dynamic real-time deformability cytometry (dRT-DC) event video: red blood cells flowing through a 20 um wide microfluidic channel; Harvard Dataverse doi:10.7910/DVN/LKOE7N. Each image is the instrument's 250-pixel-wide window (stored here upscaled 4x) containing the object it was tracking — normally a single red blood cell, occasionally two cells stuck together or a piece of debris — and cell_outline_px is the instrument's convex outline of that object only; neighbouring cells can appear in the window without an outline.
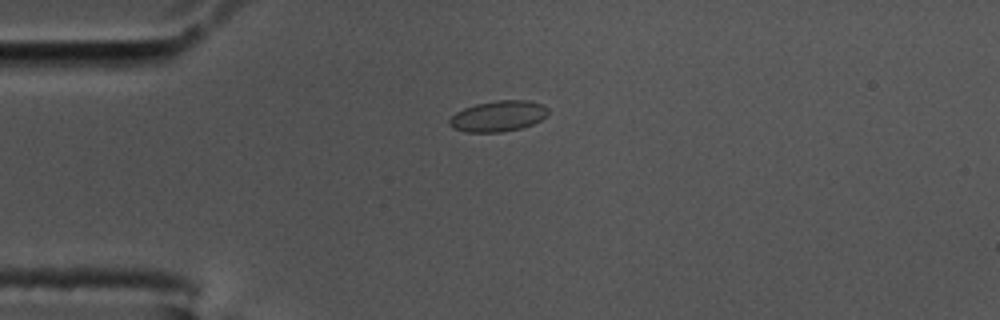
{"species": "common noctule bat (a hibernating species)", "species_latin": "Nyctalus noctula", "temperature_condition": "cold", "stored_images_in_passage": 45, "camera_frame_rate_fps": 3000, "um_per_image_px": 0.085, "animal": {"sex": "male", "body_mass_g": 17.5, "forearm_length_mm": 52.3}, "frame": {"image": 1, "passage_image": 1, "time_ms": 0.0, "image_size_px": [1000, 320], "cell_outline_px": [[548, 112], [540, 120], [532, 124], [520, 128], [500, 132], [464, 132], [452, 128], [448, 124], [448, 120], [456, 112], [464, 108], [476, 104], [496, 100], [528, 100], [544, 104], [548, 108]], "centroid_in_image_um": [42.32, 9.86], "position_along_channel_um": 42.7, "area_um2": 17.74}}
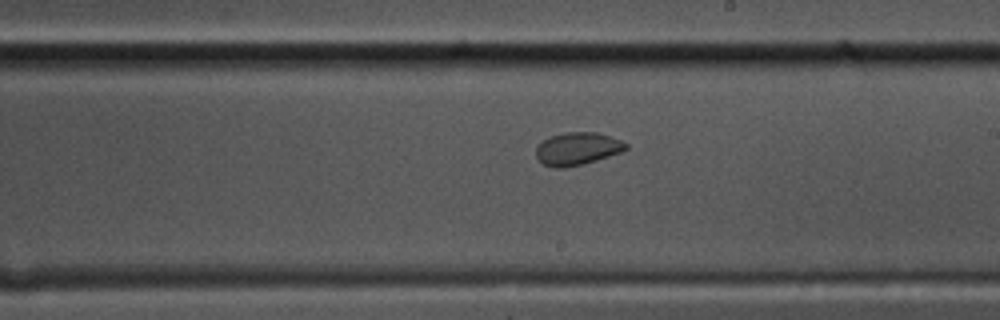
{"frame": {"image": 2, "passage_image": 20, "time_ms": 6.333, "image_size_px": [1000, 320], "cell_outline_px": [[628, 148], [620, 152], [584, 164], [564, 168], [556, 168], [544, 164], [536, 160], [536, 148], [548, 136], [564, 132], [596, 132], [620, 140], [628, 144]], "centroid_in_image_um": [49.04, 12.64], "position_along_channel_um": 240.0, "area_um2": 17.11}}
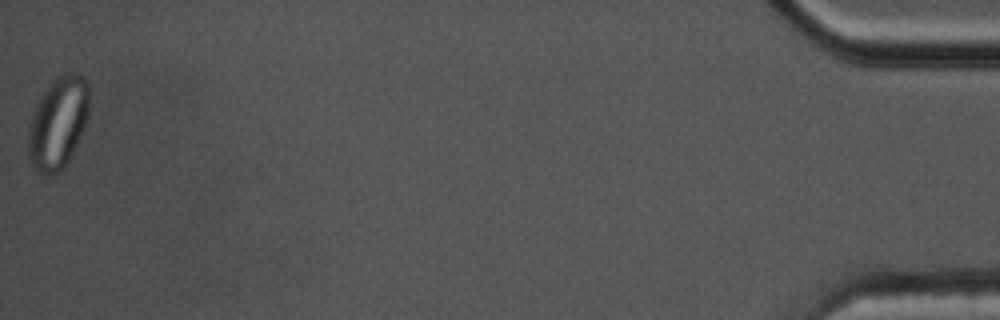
{"frame": {"image": 3, "passage_image": 45, "time_ms": 14.667, "image_size_px": [1000, 320], "cell_outline_px": [[88, 116], [84, 128], [72, 156], [64, 168], [52, 176], [40, 176], [32, 168], [28, 156], [28, 124], [32, 112], [40, 96], [52, 80], [64, 72], [76, 72], [84, 76], [88, 84]], "centroid_in_image_um": [4.91, 10.48], "position_along_channel_um": 430.3, "area_um2": 33.52}}